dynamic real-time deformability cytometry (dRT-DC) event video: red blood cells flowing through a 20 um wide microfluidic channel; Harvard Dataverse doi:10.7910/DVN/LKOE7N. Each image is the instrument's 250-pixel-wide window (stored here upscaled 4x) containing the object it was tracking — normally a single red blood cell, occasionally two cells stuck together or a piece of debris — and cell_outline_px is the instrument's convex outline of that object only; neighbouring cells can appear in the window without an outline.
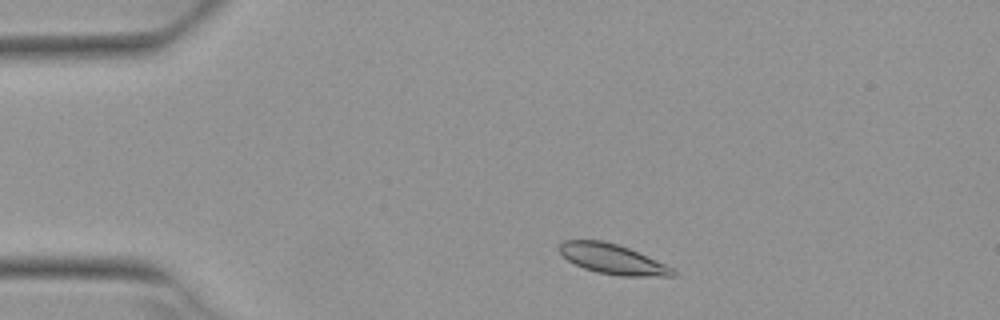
{"species": "Egyptian fruit bat (a non-hibernating species)", "species_latin": "Rousettus aegyptiacus", "temperature_condition": "warm", "stored_images_in_passage": 4, "camera_frame_rate_fps": 3000, "um_per_image_px": 0.085, "animal": {"sex": "female"}, "frame": {"image": 1, "passage_image": 1, "time_ms": 0.0, "image_size_px": [1000, 320], "cell_outline_px": [[676, 276], [620, 276], [596, 272], [584, 268], [568, 260], [556, 248], [564, 240], [604, 240], [628, 248], [656, 260], [672, 268], [676, 272]], "centroid_in_image_um": [52.04, 22.02], "position_along_channel_um": 33.0, "area_um2": 19.65}}
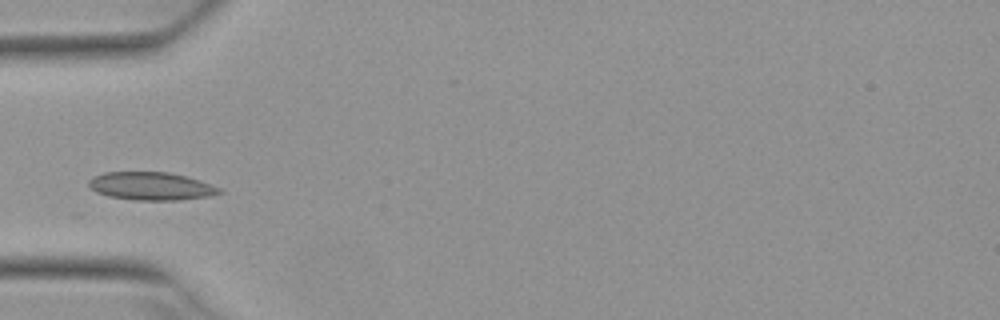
{"frame": {"image": 2, "passage_image": 3, "time_ms": 0.667, "image_size_px": [1000, 320], "cell_outline_px": [[224, 192], [212, 196], [180, 200], [136, 200], [108, 196], [96, 192], [88, 184], [88, 180], [92, 176], [104, 172], [168, 172], [188, 176], [220, 188]], "centroid_in_image_um": [12.85, 15.82], "position_along_channel_um": 72.1, "area_um2": 21.44}}
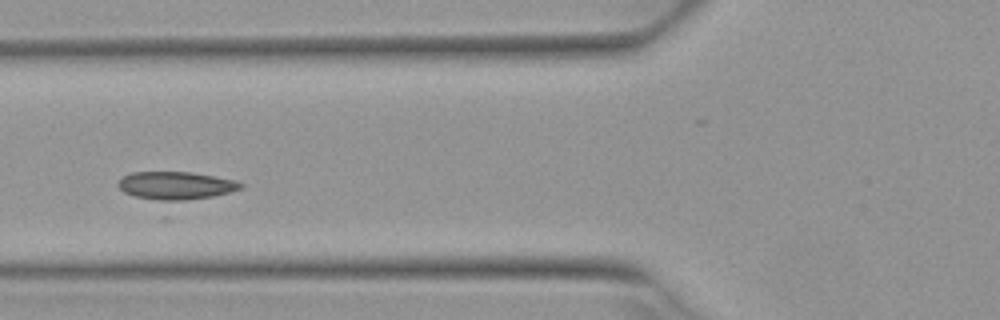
{"frame": {"image": 3, "passage_image": 4, "time_ms": 1.0, "image_size_px": [1000, 320], "cell_outline_px": [[244, 188], [212, 196], [168, 204], [132, 196], [124, 192], [116, 184], [124, 176], [132, 172], [192, 172], [236, 180], [244, 184]], "centroid_in_image_um": [14.93, 15.81], "position_along_channel_um": 110.9, "area_um2": 20.58}}